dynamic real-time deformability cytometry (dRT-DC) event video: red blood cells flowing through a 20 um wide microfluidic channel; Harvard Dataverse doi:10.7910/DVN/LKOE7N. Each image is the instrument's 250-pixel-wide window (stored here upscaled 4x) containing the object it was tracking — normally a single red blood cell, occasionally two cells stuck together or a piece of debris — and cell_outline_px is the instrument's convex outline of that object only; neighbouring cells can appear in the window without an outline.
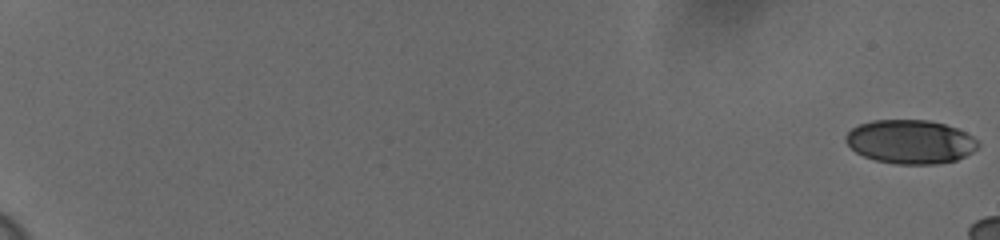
{"species": "human", "species_latin": "Homo sapiens", "temperature_condition": "cold", "stored_images_in_passage": 16, "camera_frame_rate_fps": 3000, "um_per_image_px": 0.085, "donor": {"sex": "female"}, "frame": {"image": 1, "passage_image": 1, "time_ms": 0.0, "image_size_px": [1000, 240], "cell_outline_px": [[980, 144], [972, 152], [956, 160], [936, 164], [896, 164], [876, 160], [864, 156], [856, 152], [844, 140], [848, 132], [852, 128], [860, 124], [872, 120], [928, 120], [944, 124], [956, 128], [972, 136]], "centroid_in_image_um": [77.37, 12.05], "position_along_channel_um": 7.6, "area_um2": 33.58}}